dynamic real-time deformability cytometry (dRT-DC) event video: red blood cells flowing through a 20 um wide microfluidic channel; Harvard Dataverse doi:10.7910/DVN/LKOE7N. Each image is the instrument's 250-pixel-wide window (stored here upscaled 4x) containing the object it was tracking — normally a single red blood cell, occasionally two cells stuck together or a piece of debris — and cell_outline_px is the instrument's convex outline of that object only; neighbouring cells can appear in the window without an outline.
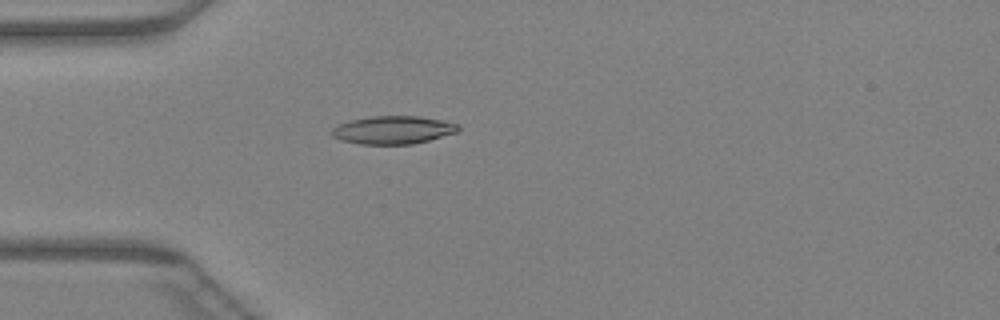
{"species": "Egyptian fruit bat (a non-hibernating species)", "species_latin": "Rousettus aegyptiacus", "temperature_condition": "warm", "stored_images_in_passage": 34, "camera_frame_rate_fps": 3000, "um_per_image_px": 0.085, "animal": {"sex": "female"}, "frame": {"image": 1, "passage_image": 1, "time_ms": 0.0, "image_size_px": [1000, 320], "cell_outline_px": [[460, 128], [456, 132], [428, 140], [412, 144], [360, 144], [340, 140], [332, 136], [328, 132], [336, 124], [352, 120], [372, 116], [420, 116], [440, 120], [456, 124]], "centroid_in_image_um": [33.32, 11.05], "position_along_channel_um": 51.7, "area_um2": 20.58}}
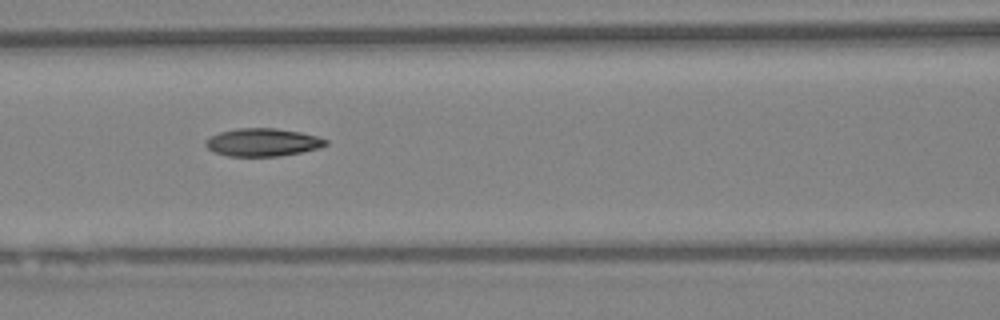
{"frame": {"image": 2, "passage_image": 8, "time_ms": 2.333, "image_size_px": [1000, 320], "cell_outline_px": [[328, 144], [320, 148], [280, 156], [228, 156], [212, 152], [204, 144], [204, 140], [220, 132], [236, 128], [276, 128], [300, 132], [316, 136], [328, 140]], "centroid_in_image_um": [22.31, 12.1], "position_along_channel_um": 144.3, "area_um2": 19.59}}
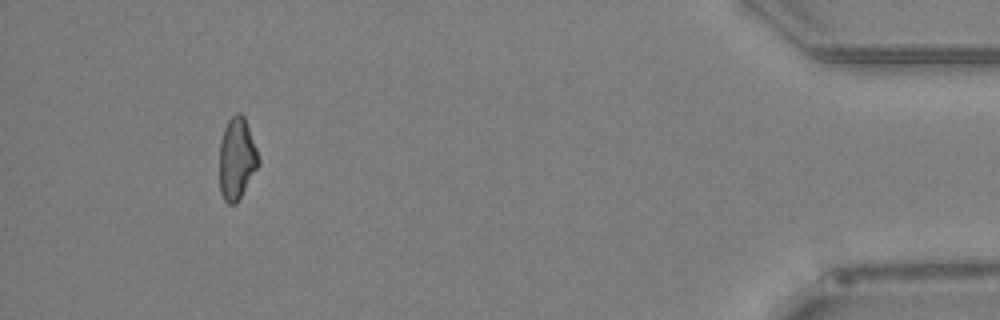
{"frame": {"image": 3, "passage_image": 31, "time_ms": 10.0, "image_size_px": [1000, 320], "cell_outline_px": [[260, 164], [236, 204], [228, 204], [224, 200], [220, 192], [220, 140], [224, 128], [228, 120], [236, 112], [240, 112], [244, 116], [256, 148], [260, 160]], "centroid_in_image_um": [20.13, 13.48], "position_along_channel_um": 415.1, "area_um2": 18.61}}